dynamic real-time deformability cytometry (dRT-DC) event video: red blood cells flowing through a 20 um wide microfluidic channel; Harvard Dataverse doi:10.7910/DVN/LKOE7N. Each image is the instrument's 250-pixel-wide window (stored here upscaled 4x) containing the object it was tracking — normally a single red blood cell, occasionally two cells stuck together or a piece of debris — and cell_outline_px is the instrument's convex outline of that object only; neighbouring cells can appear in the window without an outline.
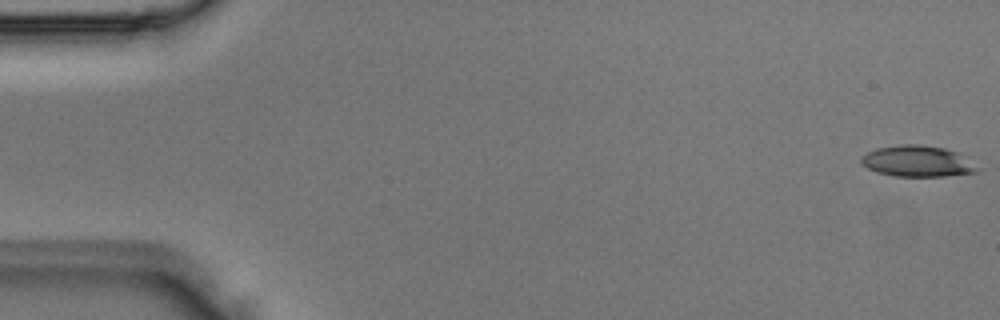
{"species": "Egyptian fruit bat (a non-hibernating species)", "species_latin": "Rousettus aegyptiacus", "temperature_condition": "room temperature", "stored_images_in_passage": 3, "camera_frame_rate_fps": 3000, "um_per_image_px": 0.085, "animal": {"sex": "male"}, "frame": {"image": 1, "passage_image": 1, "time_ms": 0.0, "image_size_px": [1000, 320], "cell_outline_px": [[980, 168], [976, 172], [944, 176], [892, 176], [876, 172], [868, 168], [860, 160], [860, 156], [876, 148], [904, 144], [920, 144], [944, 148], [956, 152]], "centroid_in_image_um": [77.94, 13.7], "position_along_channel_um": 7.1, "area_um2": 20.87}}
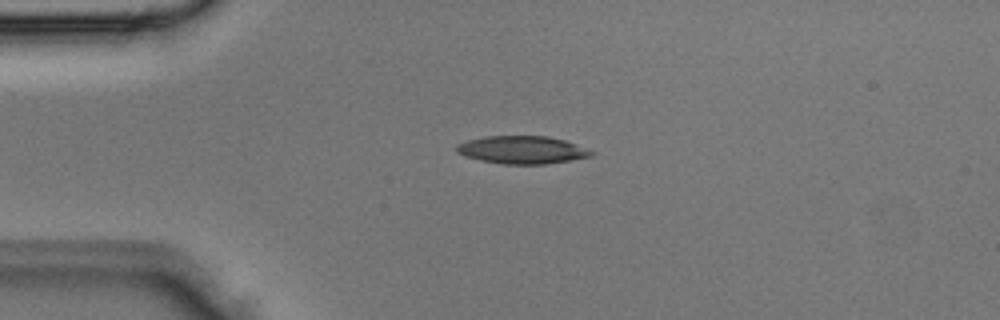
{"frame": {"image": 2, "passage_image": 3, "time_ms": 0.667, "image_size_px": [1000, 320], "cell_outline_px": [[596, 152], [592, 156], [544, 164], [504, 164], [480, 160], [464, 156], [456, 152], [456, 144], [468, 140], [484, 136], [548, 136], [564, 140]], "centroid_in_image_um": [44.34, 12.73], "position_along_channel_um": 40.7, "area_um2": 21.73}}